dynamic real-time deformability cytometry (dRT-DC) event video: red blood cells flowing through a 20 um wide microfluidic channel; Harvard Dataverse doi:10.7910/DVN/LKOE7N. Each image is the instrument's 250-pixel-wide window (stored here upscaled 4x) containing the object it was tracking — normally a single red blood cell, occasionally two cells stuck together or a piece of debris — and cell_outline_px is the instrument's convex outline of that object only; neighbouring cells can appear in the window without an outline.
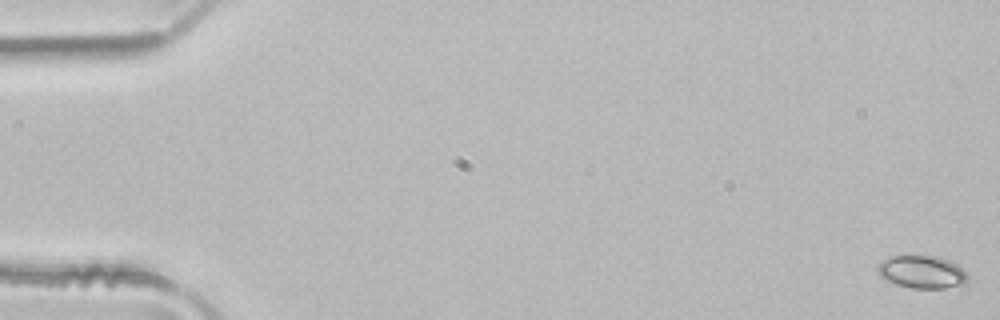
{"species": "common noctule bat (a hibernating species)", "species_latin": "Nyctalus noctula", "temperature_condition": "room temperature", "stored_images_in_passage": 4, "camera_frame_rate_fps": 3000, "um_per_image_px": 0.085, "animal": {"sex": "male", "body_mass_g": 21.5, "forearm_length_mm": 52.0}, "frame": {"image": 1, "passage_image": 1, "time_ms": 0.0, "image_size_px": [1000, 320], "cell_outline_px": [[968, 280], [964, 284], [944, 288], [912, 288], [896, 284], [884, 280], [876, 272], [876, 264], [880, 260], [892, 256], [940, 256], [956, 264], [968, 276]], "centroid_in_image_um": [78.3, 23.11], "position_along_channel_um": 6.7, "area_um2": 17.34}}